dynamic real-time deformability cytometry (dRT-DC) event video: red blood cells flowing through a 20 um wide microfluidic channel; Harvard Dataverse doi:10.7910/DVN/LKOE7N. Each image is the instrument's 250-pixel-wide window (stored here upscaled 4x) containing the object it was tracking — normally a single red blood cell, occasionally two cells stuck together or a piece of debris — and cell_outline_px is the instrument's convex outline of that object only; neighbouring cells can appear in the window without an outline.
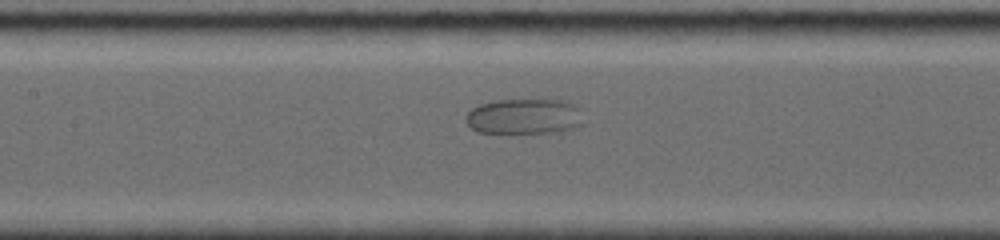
{"species": "common noctule bat (a hibernating species)", "species_latin": "Nyctalus noctula", "temperature_condition": "room temperature", "stored_images_in_passage": 79, "camera_frame_rate_fps": 5000, "um_per_image_px": 0.085, "animal": {"sex": "female", "body_mass_g": 19.0, "forearm_length_mm": 56.7}, "frame": {"image": 1, "passage_image": 27, "time_ms": 4.2, "image_size_px": [1000, 240], "cell_outline_px": [[584, 124], [576, 128], [560, 132], [476, 132], [464, 120], [464, 116], [472, 108], [480, 104], [496, 100], [560, 100], [572, 104], [580, 108]], "centroid_in_image_um": [44.58, 9.9], "position_along_channel_um": 162.8, "area_um2": 24.39}}
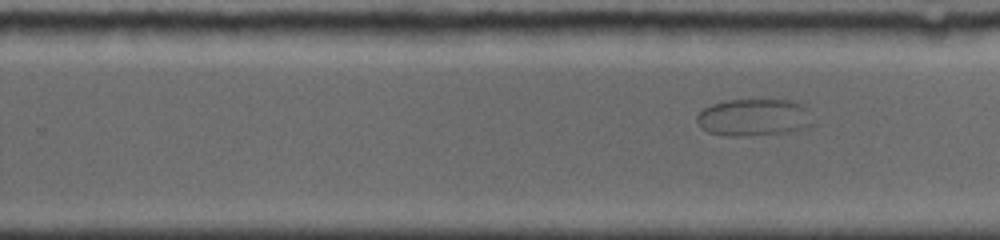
{"frame": {"image": 2, "passage_image": 42, "time_ms": 7.0, "image_size_px": [1000, 240], "cell_outline_px": [[816, 124], [800, 128], [780, 132], [736, 136], [708, 132], [700, 128], [696, 120], [696, 116], [704, 108], [712, 104], [728, 100], [792, 100], [804, 104], [808, 108]], "centroid_in_image_um": [64.1, 9.95], "position_along_channel_um": 265.7, "area_um2": 24.91}}
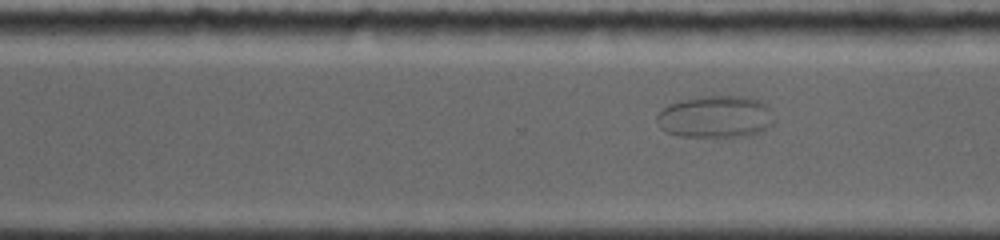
{"frame": {"image": 3, "passage_image": 52, "time_ms": 8.2, "image_size_px": [1000, 240], "cell_outline_px": [[776, 120], [768, 128], [756, 132], [732, 136], [684, 136], [668, 132], [660, 128], [656, 120], [656, 116], [668, 104], [680, 100], [704, 96], [748, 96], [760, 100], [768, 108]], "centroid_in_image_um": [60.81, 9.9], "position_along_channel_um": 309.8, "area_um2": 28.44}}